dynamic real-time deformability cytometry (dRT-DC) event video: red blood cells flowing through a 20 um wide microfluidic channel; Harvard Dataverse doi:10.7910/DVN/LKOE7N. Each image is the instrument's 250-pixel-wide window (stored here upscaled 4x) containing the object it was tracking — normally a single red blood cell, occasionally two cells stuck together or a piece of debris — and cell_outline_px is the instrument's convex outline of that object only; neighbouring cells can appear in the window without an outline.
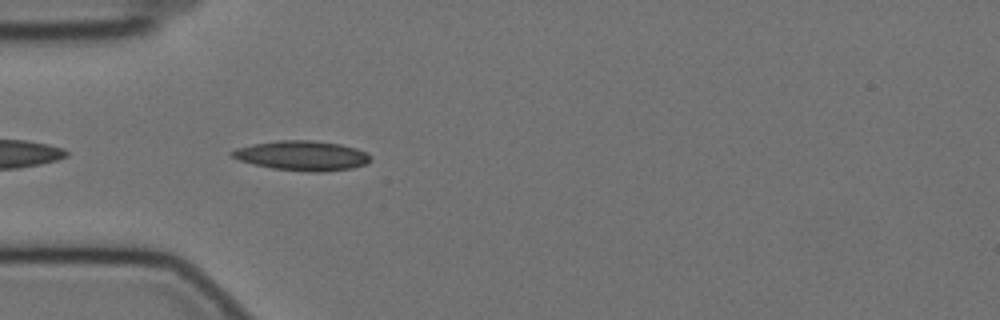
{"species": "Egyptian fruit bat (a non-hibernating species)", "species_latin": "Rousettus aegyptiacus", "temperature_condition": "cold", "stored_images_in_passage": 43, "camera_frame_rate_fps": 3000, "um_per_image_px": 0.085, "animal": {"sex": "female"}, "frame": {"image": 1, "passage_image": 2, "time_ms": 0.333, "image_size_px": [1000, 320], "cell_outline_px": [[372, 160], [364, 164], [352, 168], [320, 172], [308, 172], [272, 168], [252, 164], [240, 160], [232, 156], [228, 152], [236, 148], [252, 144], [280, 140], [312, 140], [340, 144], [356, 148], [372, 156]], "centroid_in_image_um": [25.67, 13.23], "position_along_channel_um": 59.3, "area_um2": 23.99}}
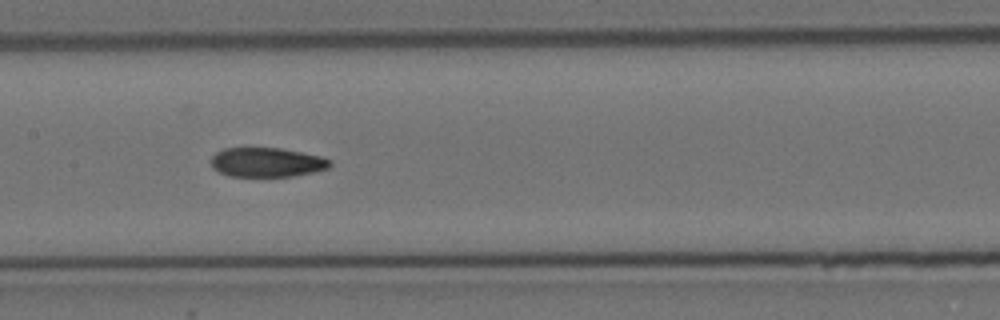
{"frame": {"image": 2, "passage_image": 13, "time_ms": 4.0, "image_size_px": [1000, 320], "cell_outline_px": [[332, 164], [328, 168], [312, 172], [292, 176], [228, 176], [212, 168], [208, 160], [216, 152], [224, 148], [280, 148], [320, 156], [332, 160]], "centroid_in_image_um": [22.63, 13.79], "position_along_channel_um": 184.8, "area_um2": 20.4}}
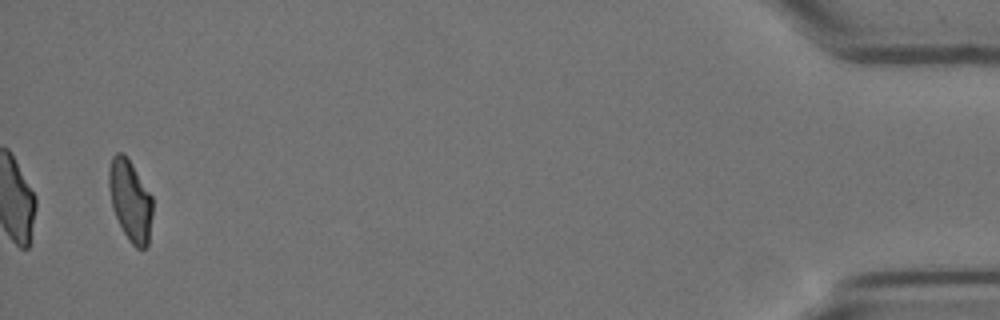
{"frame": {"image": 3, "passage_image": 41, "time_ms": 13.333, "image_size_px": [1000, 320], "cell_outline_px": [[152, 216], [148, 244], [144, 248], [136, 248], [128, 240], [112, 208], [108, 188], [108, 168], [112, 156], [116, 152], [124, 152], [132, 164], [152, 196]], "centroid_in_image_um": [11.05, 17.01], "position_along_channel_um": 424.1, "area_um2": 20.75}, "authors_computed_cell_mechanics": {"area_um2": 21.1548, "velocity_mm_per_s": 3.4772, "shape_relaxation_time_tau1_ms": null, "shape_relaxation_time_tau2_ms": 2.9095, "deformation_change_tau1": null, "deformation_change_tau2": 0.0916}}